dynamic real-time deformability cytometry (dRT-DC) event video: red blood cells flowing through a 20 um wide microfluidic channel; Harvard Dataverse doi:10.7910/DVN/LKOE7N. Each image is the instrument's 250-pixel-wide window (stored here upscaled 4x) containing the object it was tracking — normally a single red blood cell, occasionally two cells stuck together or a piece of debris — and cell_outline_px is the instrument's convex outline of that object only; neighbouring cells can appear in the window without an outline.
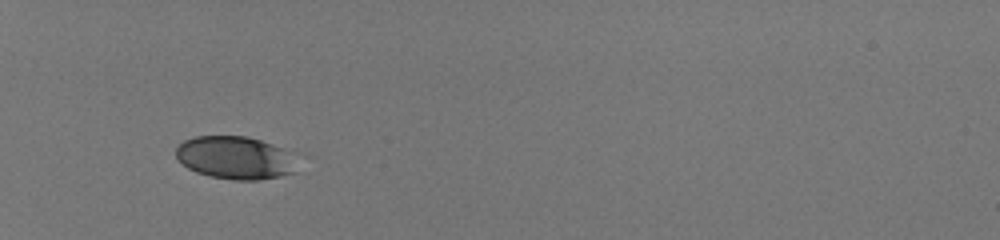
{"species": "human", "species_latin": "Homo sapiens", "temperature_condition": "room temperature", "stored_images_in_passage": 34, "camera_frame_rate_fps": 3000, "um_per_image_px": 0.085, "donor": {"sex": "male"}, "frame": {"image": 1, "passage_image": 1, "time_ms": 0.0, "image_size_px": [1000, 240], "cell_outline_px": [[316, 156], [300, 172], [260, 180], [232, 180], [212, 176], [196, 172], [188, 168], [176, 156], [176, 148], [184, 140], [196, 136], [248, 136], [308, 152]], "centroid_in_image_um": [20.48, 13.4], "position_along_channel_um": 64.5, "area_um2": 33.23}}
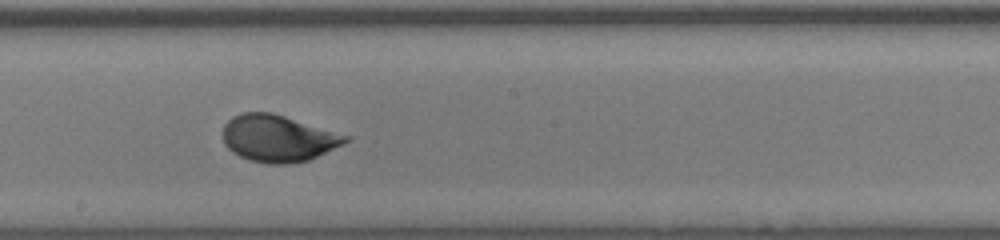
{"frame": {"image": 2, "passage_image": 15, "time_ms": 4.667, "image_size_px": [1000, 240], "cell_outline_px": [[352, 140], [344, 144], [308, 160], [292, 164], [268, 164], [248, 160], [232, 152], [224, 144], [224, 124], [232, 116], [240, 112], [272, 112], [352, 136]], "centroid_in_image_um": [23.66, 11.75], "position_along_channel_um": 224.5, "area_um2": 33.81}}
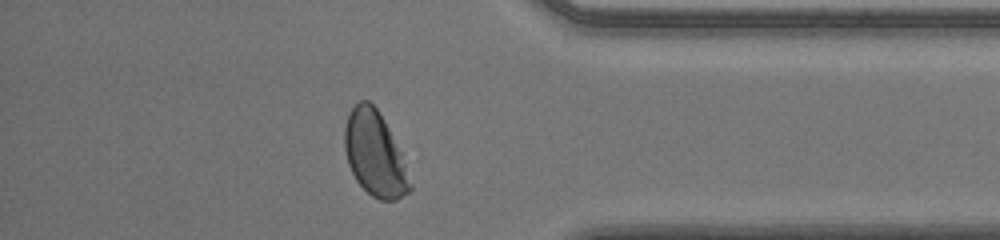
{"frame": {"image": 3, "passage_image": 29, "time_ms": 9.333, "image_size_px": [1000, 240], "cell_outline_px": [[412, 188], [408, 192], [396, 200], [380, 200], [372, 196], [356, 180], [348, 164], [344, 148], [344, 128], [348, 112], [360, 100], [368, 100], [376, 108], [384, 120], [400, 152], [412, 184]], "centroid_in_image_um": [31.83, 13.08], "position_along_channel_um": 403.4, "area_um2": 31.91}, "authors_computed_cell_mechanics": {"area_um2": 32.5703, "velocity_mm_per_s": 4.0037, "shape_relaxation_time_tau1_ms": 2.8933, "shape_relaxation_time_tau2_ms": null, "deformation_change_tau1": 0.1296, "deformation_change_tau2": null}}